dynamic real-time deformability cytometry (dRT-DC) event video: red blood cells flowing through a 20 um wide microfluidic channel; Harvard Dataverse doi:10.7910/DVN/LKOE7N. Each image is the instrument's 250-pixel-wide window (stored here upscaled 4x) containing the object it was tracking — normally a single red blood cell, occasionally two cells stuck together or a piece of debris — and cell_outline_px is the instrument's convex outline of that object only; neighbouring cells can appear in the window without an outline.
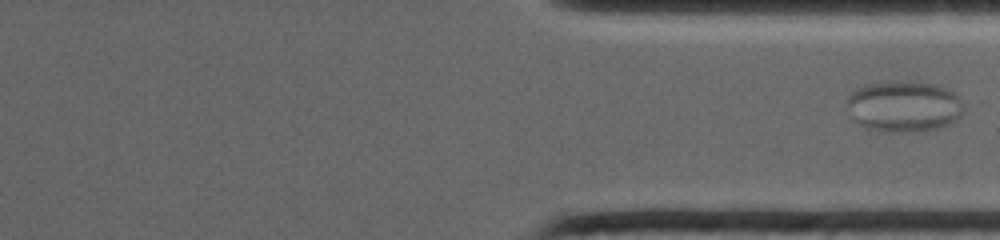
{"species": "common noctule bat (a hibernating species)", "species_latin": "Nyctalus noctula", "temperature_condition": "warm", "stored_images_in_passage": 28, "camera_frame_rate_fps": 4500, "um_per_image_px": 0.085, "animal": {"sex": "female", "body_mass_g": 19.0, "forearm_length_mm": 53.3}, "frame": {"image": 1, "passage_image": 28, "time_ms": 9.556, "image_size_px": [1000, 240], "cell_outline_px": [[964, 108], [960, 116], [952, 124], [940, 128], [912, 132], [888, 132], [868, 128], [860, 124], [856, 120], [848, 104], [848, 96], [856, 88], [868, 84], [900, 80], [936, 84], [948, 88], [960, 96], [964, 104]], "centroid_in_image_um": [76.92, 9.03], "position_along_channel_um": 334.5, "area_um2": 34.97}}